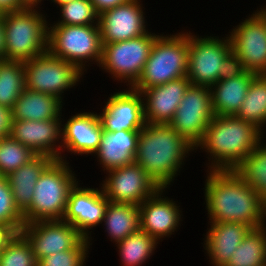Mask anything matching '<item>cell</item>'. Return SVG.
Returning <instances> with one entry per match:
<instances>
[{
    "mask_svg": "<svg viewBox=\"0 0 266 266\" xmlns=\"http://www.w3.org/2000/svg\"><path fill=\"white\" fill-rule=\"evenodd\" d=\"M100 183L110 202L139 206L154 195L160 187L136 162L108 171Z\"/></svg>",
    "mask_w": 266,
    "mask_h": 266,
    "instance_id": "cell-13",
    "label": "cell"
},
{
    "mask_svg": "<svg viewBox=\"0 0 266 266\" xmlns=\"http://www.w3.org/2000/svg\"><path fill=\"white\" fill-rule=\"evenodd\" d=\"M166 191L167 188H160L139 205L140 230L152 236L159 244L174 235L183 221V211L178 201L164 196L168 193Z\"/></svg>",
    "mask_w": 266,
    "mask_h": 266,
    "instance_id": "cell-17",
    "label": "cell"
},
{
    "mask_svg": "<svg viewBox=\"0 0 266 266\" xmlns=\"http://www.w3.org/2000/svg\"><path fill=\"white\" fill-rule=\"evenodd\" d=\"M142 2L141 0H128L99 15L102 44L137 38L148 32Z\"/></svg>",
    "mask_w": 266,
    "mask_h": 266,
    "instance_id": "cell-16",
    "label": "cell"
},
{
    "mask_svg": "<svg viewBox=\"0 0 266 266\" xmlns=\"http://www.w3.org/2000/svg\"><path fill=\"white\" fill-rule=\"evenodd\" d=\"M102 50L99 25H48L47 51L85 74L91 64L99 66Z\"/></svg>",
    "mask_w": 266,
    "mask_h": 266,
    "instance_id": "cell-8",
    "label": "cell"
},
{
    "mask_svg": "<svg viewBox=\"0 0 266 266\" xmlns=\"http://www.w3.org/2000/svg\"><path fill=\"white\" fill-rule=\"evenodd\" d=\"M255 73L236 68L210 87L212 109L216 116H234L246 97Z\"/></svg>",
    "mask_w": 266,
    "mask_h": 266,
    "instance_id": "cell-23",
    "label": "cell"
},
{
    "mask_svg": "<svg viewBox=\"0 0 266 266\" xmlns=\"http://www.w3.org/2000/svg\"><path fill=\"white\" fill-rule=\"evenodd\" d=\"M97 13L100 15L106 10L117 7L118 5L126 3L128 0H90Z\"/></svg>",
    "mask_w": 266,
    "mask_h": 266,
    "instance_id": "cell-40",
    "label": "cell"
},
{
    "mask_svg": "<svg viewBox=\"0 0 266 266\" xmlns=\"http://www.w3.org/2000/svg\"><path fill=\"white\" fill-rule=\"evenodd\" d=\"M191 82L187 77L139 91L143 98L146 123L168 124L174 117Z\"/></svg>",
    "mask_w": 266,
    "mask_h": 266,
    "instance_id": "cell-21",
    "label": "cell"
},
{
    "mask_svg": "<svg viewBox=\"0 0 266 266\" xmlns=\"http://www.w3.org/2000/svg\"><path fill=\"white\" fill-rule=\"evenodd\" d=\"M21 233L22 230L17 225L0 224V254Z\"/></svg>",
    "mask_w": 266,
    "mask_h": 266,
    "instance_id": "cell-38",
    "label": "cell"
},
{
    "mask_svg": "<svg viewBox=\"0 0 266 266\" xmlns=\"http://www.w3.org/2000/svg\"><path fill=\"white\" fill-rule=\"evenodd\" d=\"M253 12L262 20L266 27V4L264 7H262V5L260 8L257 7V10H254Z\"/></svg>",
    "mask_w": 266,
    "mask_h": 266,
    "instance_id": "cell-44",
    "label": "cell"
},
{
    "mask_svg": "<svg viewBox=\"0 0 266 266\" xmlns=\"http://www.w3.org/2000/svg\"><path fill=\"white\" fill-rule=\"evenodd\" d=\"M226 37L188 33L187 78L192 85L212 87L236 69L231 41ZM213 36V37H212Z\"/></svg>",
    "mask_w": 266,
    "mask_h": 266,
    "instance_id": "cell-6",
    "label": "cell"
},
{
    "mask_svg": "<svg viewBox=\"0 0 266 266\" xmlns=\"http://www.w3.org/2000/svg\"><path fill=\"white\" fill-rule=\"evenodd\" d=\"M25 88L24 62L0 59V105L12 110Z\"/></svg>",
    "mask_w": 266,
    "mask_h": 266,
    "instance_id": "cell-30",
    "label": "cell"
},
{
    "mask_svg": "<svg viewBox=\"0 0 266 266\" xmlns=\"http://www.w3.org/2000/svg\"><path fill=\"white\" fill-rule=\"evenodd\" d=\"M22 234L30 242L37 262L56 252L73 249L84 238L71 224L62 220L24 224Z\"/></svg>",
    "mask_w": 266,
    "mask_h": 266,
    "instance_id": "cell-18",
    "label": "cell"
},
{
    "mask_svg": "<svg viewBox=\"0 0 266 266\" xmlns=\"http://www.w3.org/2000/svg\"><path fill=\"white\" fill-rule=\"evenodd\" d=\"M259 143V129L234 116H214L195 151L206 153L207 171L233 170Z\"/></svg>",
    "mask_w": 266,
    "mask_h": 266,
    "instance_id": "cell-3",
    "label": "cell"
},
{
    "mask_svg": "<svg viewBox=\"0 0 266 266\" xmlns=\"http://www.w3.org/2000/svg\"><path fill=\"white\" fill-rule=\"evenodd\" d=\"M101 226L110 241L117 244L130 234L140 230L139 206L127 203L108 202Z\"/></svg>",
    "mask_w": 266,
    "mask_h": 266,
    "instance_id": "cell-27",
    "label": "cell"
},
{
    "mask_svg": "<svg viewBox=\"0 0 266 266\" xmlns=\"http://www.w3.org/2000/svg\"><path fill=\"white\" fill-rule=\"evenodd\" d=\"M9 135L37 155L61 160L62 118L48 120H11Z\"/></svg>",
    "mask_w": 266,
    "mask_h": 266,
    "instance_id": "cell-19",
    "label": "cell"
},
{
    "mask_svg": "<svg viewBox=\"0 0 266 266\" xmlns=\"http://www.w3.org/2000/svg\"><path fill=\"white\" fill-rule=\"evenodd\" d=\"M59 10L58 20L48 25H99V14L90 0H75Z\"/></svg>",
    "mask_w": 266,
    "mask_h": 266,
    "instance_id": "cell-34",
    "label": "cell"
},
{
    "mask_svg": "<svg viewBox=\"0 0 266 266\" xmlns=\"http://www.w3.org/2000/svg\"><path fill=\"white\" fill-rule=\"evenodd\" d=\"M35 154L30 148L14 140L10 135L0 138V175L11 172L28 163Z\"/></svg>",
    "mask_w": 266,
    "mask_h": 266,
    "instance_id": "cell-33",
    "label": "cell"
},
{
    "mask_svg": "<svg viewBox=\"0 0 266 266\" xmlns=\"http://www.w3.org/2000/svg\"><path fill=\"white\" fill-rule=\"evenodd\" d=\"M233 171L266 202V152L257 146Z\"/></svg>",
    "mask_w": 266,
    "mask_h": 266,
    "instance_id": "cell-32",
    "label": "cell"
},
{
    "mask_svg": "<svg viewBox=\"0 0 266 266\" xmlns=\"http://www.w3.org/2000/svg\"><path fill=\"white\" fill-rule=\"evenodd\" d=\"M5 179V177L0 175V183Z\"/></svg>",
    "mask_w": 266,
    "mask_h": 266,
    "instance_id": "cell-47",
    "label": "cell"
},
{
    "mask_svg": "<svg viewBox=\"0 0 266 266\" xmlns=\"http://www.w3.org/2000/svg\"><path fill=\"white\" fill-rule=\"evenodd\" d=\"M150 30L137 38L103 44L99 68L118 83L133 87L142 75L155 39Z\"/></svg>",
    "mask_w": 266,
    "mask_h": 266,
    "instance_id": "cell-9",
    "label": "cell"
},
{
    "mask_svg": "<svg viewBox=\"0 0 266 266\" xmlns=\"http://www.w3.org/2000/svg\"><path fill=\"white\" fill-rule=\"evenodd\" d=\"M139 134L140 130H103L100 146L93 156L97 158L104 174L134 162Z\"/></svg>",
    "mask_w": 266,
    "mask_h": 266,
    "instance_id": "cell-24",
    "label": "cell"
},
{
    "mask_svg": "<svg viewBox=\"0 0 266 266\" xmlns=\"http://www.w3.org/2000/svg\"><path fill=\"white\" fill-rule=\"evenodd\" d=\"M26 88L54 95L64 101V93L76 88L85 75L76 65L54 57L48 51L24 62Z\"/></svg>",
    "mask_w": 266,
    "mask_h": 266,
    "instance_id": "cell-10",
    "label": "cell"
},
{
    "mask_svg": "<svg viewBox=\"0 0 266 266\" xmlns=\"http://www.w3.org/2000/svg\"><path fill=\"white\" fill-rule=\"evenodd\" d=\"M69 161L54 160L41 174L30 206L22 213L24 224L62 220L70 191L80 182ZM79 180V181H78Z\"/></svg>",
    "mask_w": 266,
    "mask_h": 266,
    "instance_id": "cell-5",
    "label": "cell"
},
{
    "mask_svg": "<svg viewBox=\"0 0 266 266\" xmlns=\"http://www.w3.org/2000/svg\"><path fill=\"white\" fill-rule=\"evenodd\" d=\"M78 182L69 193L62 221L71 224L86 239L92 240L93 228L102 224L109 200L101 186L89 188Z\"/></svg>",
    "mask_w": 266,
    "mask_h": 266,
    "instance_id": "cell-14",
    "label": "cell"
},
{
    "mask_svg": "<svg viewBox=\"0 0 266 266\" xmlns=\"http://www.w3.org/2000/svg\"><path fill=\"white\" fill-rule=\"evenodd\" d=\"M224 266H266V224L251 228Z\"/></svg>",
    "mask_w": 266,
    "mask_h": 266,
    "instance_id": "cell-28",
    "label": "cell"
},
{
    "mask_svg": "<svg viewBox=\"0 0 266 266\" xmlns=\"http://www.w3.org/2000/svg\"><path fill=\"white\" fill-rule=\"evenodd\" d=\"M192 152L196 153L195 147L169 124L146 123L140 130L134 162L160 188L169 190Z\"/></svg>",
    "mask_w": 266,
    "mask_h": 266,
    "instance_id": "cell-2",
    "label": "cell"
},
{
    "mask_svg": "<svg viewBox=\"0 0 266 266\" xmlns=\"http://www.w3.org/2000/svg\"><path fill=\"white\" fill-rule=\"evenodd\" d=\"M62 161L67 160V154L92 155L98 150L103 128L97 112L75 113L68 120L62 118ZM66 122V123H65ZM65 151L67 154H64Z\"/></svg>",
    "mask_w": 266,
    "mask_h": 266,
    "instance_id": "cell-20",
    "label": "cell"
},
{
    "mask_svg": "<svg viewBox=\"0 0 266 266\" xmlns=\"http://www.w3.org/2000/svg\"><path fill=\"white\" fill-rule=\"evenodd\" d=\"M63 101L54 95L25 88L11 110V120H48L63 117Z\"/></svg>",
    "mask_w": 266,
    "mask_h": 266,
    "instance_id": "cell-26",
    "label": "cell"
},
{
    "mask_svg": "<svg viewBox=\"0 0 266 266\" xmlns=\"http://www.w3.org/2000/svg\"><path fill=\"white\" fill-rule=\"evenodd\" d=\"M0 224L17 225L21 230L24 225L22 213L13 201V195L8 182L0 183Z\"/></svg>",
    "mask_w": 266,
    "mask_h": 266,
    "instance_id": "cell-37",
    "label": "cell"
},
{
    "mask_svg": "<svg viewBox=\"0 0 266 266\" xmlns=\"http://www.w3.org/2000/svg\"><path fill=\"white\" fill-rule=\"evenodd\" d=\"M158 242L147 233L139 230L115 244L122 266H142L155 254Z\"/></svg>",
    "mask_w": 266,
    "mask_h": 266,
    "instance_id": "cell-31",
    "label": "cell"
},
{
    "mask_svg": "<svg viewBox=\"0 0 266 266\" xmlns=\"http://www.w3.org/2000/svg\"><path fill=\"white\" fill-rule=\"evenodd\" d=\"M5 32L2 17L0 18V59L5 56Z\"/></svg>",
    "mask_w": 266,
    "mask_h": 266,
    "instance_id": "cell-42",
    "label": "cell"
},
{
    "mask_svg": "<svg viewBox=\"0 0 266 266\" xmlns=\"http://www.w3.org/2000/svg\"><path fill=\"white\" fill-rule=\"evenodd\" d=\"M236 117L266 127V74L255 75Z\"/></svg>",
    "mask_w": 266,
    "mask_h": 266,
    "instance_id": "cell-29",
    "label": "cell"
},
{
    "mask_svg": "<svg viewBox=\"0 0 266 266\" xmlns=\"http://www.w3.org/2000/svg\"><path fill=\"white\" fill-rule=\"evenodd\" d=\"M160 34L133 89H147L187 76L188 30Z\"/></svg>",
    "mask_w": 266,
    "mask_h": 266,
    "instance_id": "cell-7",
    "label": "cell"
},
{
    "mask_svg": "<svg viewBox=\"0 0 266 266\" xmlns=\"http://www.w3.org/2000/svg\"><path fill=\"white\" fill-rule=\"evenodd\" d=\"M208 224L210 227L207 228L203 238L205 254L212 266H224L251 227L239 222H208Z\"/></svg>",
    "mask_w": 266,
    "mask_h": 266,
    "instance_id": "cell-22",
    "label": "cell"
},
{
    "mask_svg": "<svg viewBox=\"0 0 266 266\" xmlns=\"http://www.w3.org/2000/svg\"><path fill=\"white\" fill-rule=\"evenodd\" d=\"M214 116L210 87L190 84L168 124L196 147Z\"/></svg>",
    "mask_w": 266,
    "mask_h": 266,
    "instance_id": "cell-11",
    "label": "cell"
},
{
    "mask_svg": "<svg viewBox=\"0 0 266 266\" xmlns=\"http://www.w3.org/2000/svg\"><path fill=\"white\" fill-rule=\"evenodd\" d=\"M92 242L83 238L73 249L41 258L37 266H85Z\"/></svg>",
    "mask_w": 266,
    "mask_h": 266,
    "instance_id": "cell-36",
    "label": "cell"
},
{
    "mask_svg": "<svg viewBox=\"0 0 266 266\" xmlns=\"http://www.w3.org/2000/svg\"><path fill=\"white\" fill-rule=\"evenodd\" d=\"M27 7L22 0H0V11L8 12L20 10Z\"/></svg>",
    "mask_w": 266,
    "mask_h": 266,
    "instance_id": "cell-41",
    "label": "cell"
},
{
    "mask_svg": "<svg viewBox=\"0 0 266 266\" xmlns=\"http://www.w3.org/2000/svg\"><path fill=\"white\" fill-rule=\"evenodd\" d=\"M0 266H37L32 246L22 233L2 251Z\"/></svg>",
    "mask_w": 266,
    "mask_h": 266,
    "instance_id": "cell-35",
    "label": "cell"
},
{
    "mask_svg": "<svg viewBox=\"0 0 266 266\" xmlns=\"http://www.w3.org/2000/svg\"><path fill=\"white\" fill-rule=\"evenodd\" d=\"M205 172L208 222H239L251 228L266 224V202L233 170Z\"/></svg>",
    "mask_w": 266,
    "mask_h": 266,
    "instance_id": "cell-1",
    "label": "cell"
},
{
    "mask_svg": "<svg viewBox=\"0 0 266 266\" xmlns=\"http://www.w3.org/2000/svg\"><path fill=\"white\" fill-rule=\"evenodd\" d=\"M122 90L109 94L97 113L106 132L141 130L146 125L141 93L132 87Z\"/></svg>",
    "mask_w": 266,
    "mask_h": 266,
    "instance_id": "cell-15",
    "label": "cell"
},
{
    "mask_svg": "<svg viewBox=\"0 0 266 266\" xmlns=\"http://www.w3.org/2000/svg\"><path fill=\"white\" fill-rule=\"evenodd\" d=\"M40 6L2 13L5 32L4 60L28 61L47 52L48 24Z\"/></svg>",
    "mask_w": 266,
    "mask_h": 266,
    "instance_id": "cell-4",
    "label": "cell"
},
{
    "mask_svg": "<svg viewBox=\"0 0 266 266\" xmlns=\"http://www.w3.org/2000/svg\"><path fill=\"white\" fill-rule=\"evenodd\" d=\"M27 6H42L44 0H22Z\"/></svg>",
    "mask_w": 266,
    "mask_h": 266,
    "instance_id": "cell-45",
    "label": "cell"
},
{
    "mask_svg": "<svg viewBox=\"0 0 266 266\" xmlns=\"http://www.w3.org/2000/svg\"><path fill=\"white\" fill-rule=\"evenodd\" d=\"M11 119V110L0 105V138L9 135Z\"/></svg>",
    "mask_w": 266,
    "mask_h": 266,
    "instance_id": "cell-39",
    "label": "cell"
},
{
    "mask_svg": "<svg viewBox=\"0 0 266 266\" xmlns=\"http://www.w3.org/2000/svg\"><path fill=\"white\" fill-rule=\"evenodd\" d=\"M265 130H266L265 127H261L259 129V143H258V146L266 152V142L264 140V138L266 139V137H264L265 136L264 134L266 132Z\"/></svg>",
    "mask_w": 266,
    "mask_h": 266,
    "instance_id": "cell-43",
    "label": "cell"
},
{
    "mask_svg": "<svg viewBox=\"0 0 266 266\" xmlns=\"http://www.w3.org/2000/svg\"><path fill=\"white\" fill-rule=\"evenodd\" d=\"M49 1H51V3L53 2L55 5H57L56 8H59L65 4H68V3L75 1V0H49Z\"/></svg>",
    "mask_w": 266,
    "mask_h": 266,
    "instance_id": "cell-46",
    "label": "cell"
},
{
    "mask_svg": "<svg viewBox=\"0 0 266 266\" xmlns=\"http://www.w3.org/2000/svg\"><path fill=\"white\" fill-rule=\"evenodd\" d=\"M228 33L236 68L266 74V27L253 12Z\"/></svg>",
    "mask_w": 266,
    "mask_h": 266,
    "instance_id": "cell-12",
    "label": "cell"
},
{
    "mask_svg": "<svg viewBox=\"0 0 266 266\" xmlns=\"http://www.w3.org/2000/svg\"><path fill=\"white\" fill-rule=\"evenodd\" d=\"M53 161L50 156L36 155L5 177L11 188L13 201L21 213L30 206L38 178Z\"/></svg>",
    "mask_w": 266,
    "mask_h": 266,
    "instance_id": "cell-25",
    "label": "cell"
}]
</instances>
